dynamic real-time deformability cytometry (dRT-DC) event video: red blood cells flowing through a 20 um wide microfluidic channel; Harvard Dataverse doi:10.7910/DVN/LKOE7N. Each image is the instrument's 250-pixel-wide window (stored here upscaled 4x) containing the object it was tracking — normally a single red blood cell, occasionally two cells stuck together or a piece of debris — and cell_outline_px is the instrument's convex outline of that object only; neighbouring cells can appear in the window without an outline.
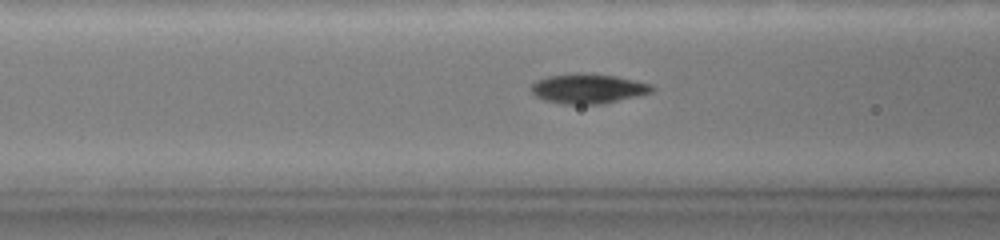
{"species": "common noctule bat (a hibernating species)", "species_latin": "Nyctalus noctula", "temperature_condition": "warm", "stored_images_in_passage": 47, "camera_frame_rate_fps": 3000, "um_per_image_px": 0.085, "animal": {"sex": "female", "body_mass_g": 19.0, "forearm_length_mm": 51.5}, "frame": {"image": 1, "passage_image": 5, "time_ms": 1.667, "image_size_px": [1000, 240], "cell_outline_px": [[652, 88], [648, 92], [600, 104], [564, 104], [548, 100], [532, 92], [532, 84], [548, 76], [616, 76], [648, 84]], "centroid_in_image_um": [49.95, 7.57], "position_along_channel_um": 116.6, "area_um2": 18.96}}
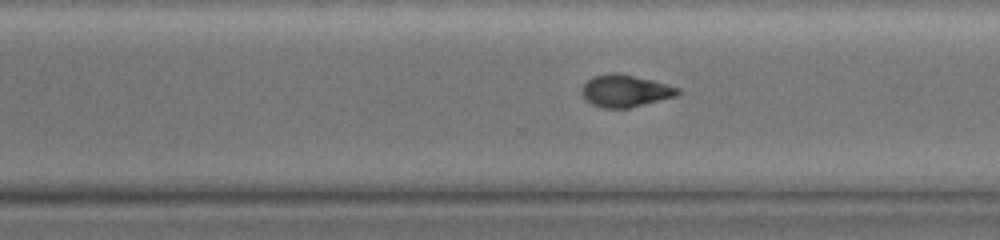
{"frame": {"image": 2, "passage_image": 25, "time_ms": 7.0, "image_size_px": [1000, 240], "cell_outline_px": [[680, 92], [676, 96], [628, 108], [604, 108], [592, 104], [584, 96], [584, 84], [592, 76], [612, 72], [620, 72], [652, 80], [680, 88]], "centroid_in_image_um": [53.17, 7.7], "position_along_channel_um": 317.4, "area_um2": 17.74}}
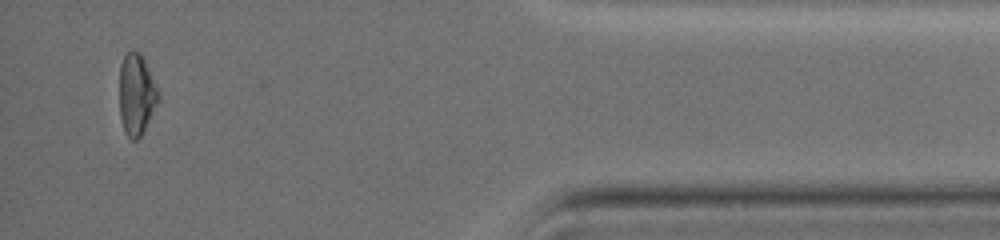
{"frame": {"image": 3, "passage_image": 42, "time_ms": 11.0, "image_size_px": [1000, 240], "cell_outline_px": [[160, 100], [140, 136], [136, 140], [132, 140], [124, 132], [120, 116], [120, 64], [124, 56], [128, 52], [140, 52], [160, 92]], "centroid_in_image_um": [11.61, 8.04], "position_along_channel_um": 423.6, "area_um2": 18.32}, "authors_computed_cell_mechanics": {"area_um2": 18.8428, "velocity_mm_per_s": 3.7796, "shape_relaxation_time_tau1_ms": 3.852, "shape_relaxation_time_tau2_ms": 4.4533, "deformation_change_tau1": 0.185, "deformation_change_tau2": 0.0588}}